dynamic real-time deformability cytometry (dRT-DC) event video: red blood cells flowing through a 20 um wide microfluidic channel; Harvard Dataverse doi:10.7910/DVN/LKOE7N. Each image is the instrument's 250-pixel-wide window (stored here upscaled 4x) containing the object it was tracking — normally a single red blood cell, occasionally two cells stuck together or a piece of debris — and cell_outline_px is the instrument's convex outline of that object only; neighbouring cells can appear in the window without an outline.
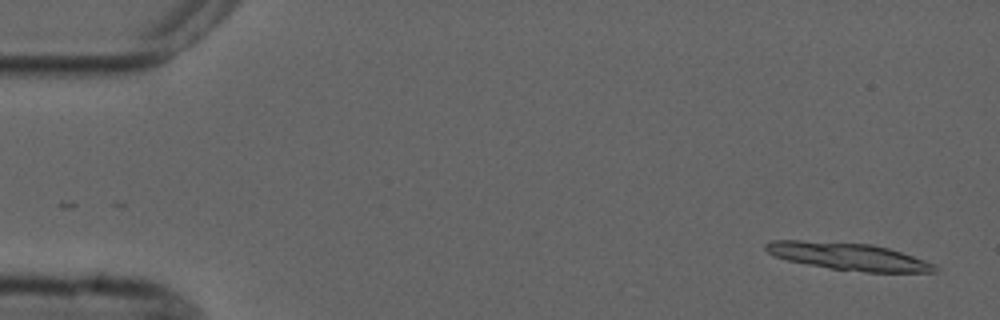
{"species": "common noctule bat (a hibernating species)", "species_latin": "Nyctalus noctula", "temperature_condition": "cold", "stored_images_in_passage": 3, "camera_frame_rate_fps": 3000, "um_per_image_px": 0.085, "animal": {"sex": "male", "forearm_length_mm": 52.5}, "frame": {"image": 1, "passage_image": 3, "time_ms": 2.333, "image_size_px": [1000, 320], "cell_outline_px": [[940, 268], [936, 272], [868, 272], [828, 268], [788, 260], [776, 256], [768, 252], [764, 248], [764, 244], [772, 240], [800, 240], [872, 244], [888, 248], [936, 264]], "centroid_in_image_um": [72.13, 21.8], "position_along_channel_um": 12.9, "area_um2": 26.7}}